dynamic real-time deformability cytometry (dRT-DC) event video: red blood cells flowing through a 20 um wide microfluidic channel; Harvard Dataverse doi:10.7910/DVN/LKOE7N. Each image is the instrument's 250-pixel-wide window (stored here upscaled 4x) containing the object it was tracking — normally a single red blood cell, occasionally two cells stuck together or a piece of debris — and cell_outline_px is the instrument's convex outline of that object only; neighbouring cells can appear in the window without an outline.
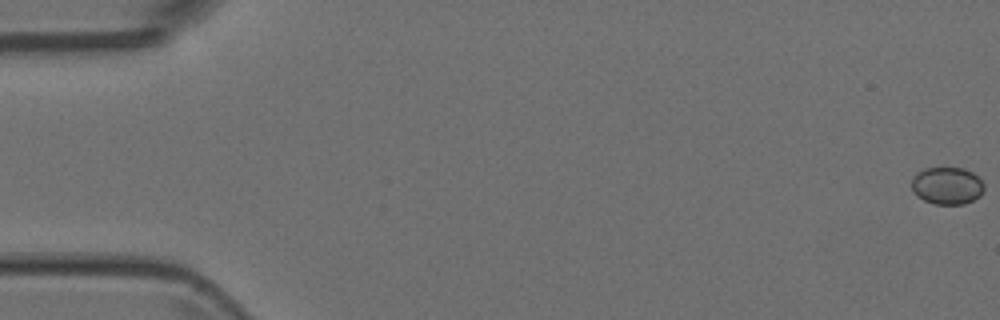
{"species": "Egyptian fruit bat (a non-hibernating species)", "species_latin": "Rousettus aegyptiacus", "temperature_condition": "room temperature", "stored_images_in_passage": 6, "camera_frame_rate_fps": 3000, "um_per_image_px": 0.085, "animal": {"sex": "female"}, "frame": {"image": 1, "passage_image": 1, "time_ms": 0.0, "image_size_px": [1000, 320], "cell_outline_px": [[984, 188], [980, 196], [964, 204], [936, 204], [924, 200], [916, 196], [912, 192], [912, 176], [924, 168], [964, 168], [972, 172], [984, 184]], "centroid_in_image_um": [80.48, 15.78], "position_along_channel_um": 4.5, "area_um2": 15.78}}